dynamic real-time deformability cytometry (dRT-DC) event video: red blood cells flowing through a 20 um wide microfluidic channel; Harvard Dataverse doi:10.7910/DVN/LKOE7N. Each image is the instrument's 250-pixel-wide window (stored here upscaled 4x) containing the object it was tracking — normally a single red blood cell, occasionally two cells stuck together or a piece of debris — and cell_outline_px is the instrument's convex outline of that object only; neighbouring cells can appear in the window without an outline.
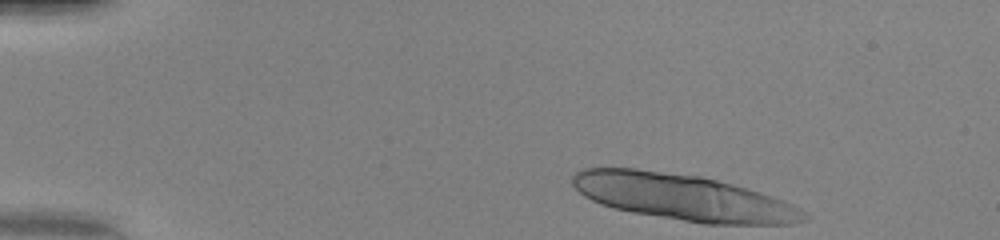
{"species": "human", "species_latin": "Homo sapiens", "temperature_condition": "warm", "stored_images_in_passage": 11, "camera_frame_rate_fps": 3000, "um_per_image_px": 0.085, "donor": {"sex": "female"}, "frame": {"image": 1, "passage_image": 1, "time_ms": 0.0, "image_size_px": [1000, 240], "cell_outline_px": [[808, 220], [792, 224], [704, 224], [632, 212], [612, 208], [600, 204], [584, 196], [572, 184], [572, 176], [576, 172], [584, 168], [636, 168], [700, 176], [732, 184], [760, 192], [784, 200], [808, 212]], "centroid_in_image_um": [58.1, 16.77], "position_along_channel_um": 26.9, "area_um2": 62.42}}